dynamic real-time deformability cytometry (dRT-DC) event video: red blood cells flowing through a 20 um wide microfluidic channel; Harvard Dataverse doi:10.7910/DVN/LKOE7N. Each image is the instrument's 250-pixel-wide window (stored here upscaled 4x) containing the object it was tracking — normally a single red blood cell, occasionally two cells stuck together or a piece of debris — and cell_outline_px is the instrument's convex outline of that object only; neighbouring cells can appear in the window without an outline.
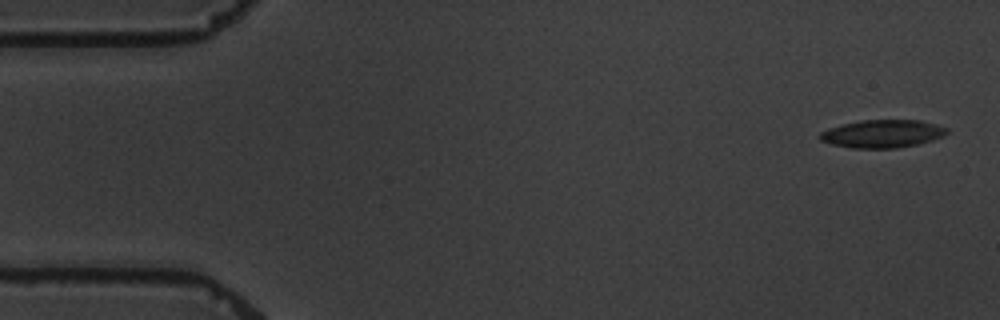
{"species": "common noctule bat (a hibernating species)", "species_latin": "Nyctalus noctula", "temperature_condition": "warm", "stored_images_in_passage": 4, "camera_frame_rate_fps": 3000, "um_per_image_px": 0.085, "animal": {"sex": "male", "body_mass_g": 19.5, "forearm_length_mm": 54.6}, "frame": {"image": 1, "passage_image": 1, "time_ms": 0.0, "image_size_px": [1000, 320], "cell_outline_px": [[948, 132], [944, 136], [932, 140], [916, 144], [896, 148], [852, 148], [832, 144], [820, 140], [816, 136], [820, 132], [828, 128], [840, 124], [860, 120], [920, 120], [936, 124], [948, 128]], "centroid_in_image_um": [74.97, 11.36], "position_along_channel_um": 10.0, "area_um2": 20.81}}